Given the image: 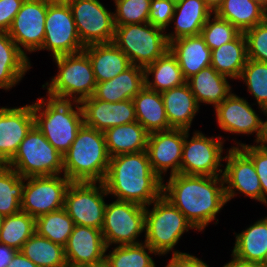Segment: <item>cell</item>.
Wrapping results in <instances>:
<instances>
[{"mask_svg": "<svg viewBox=\"0 0 267 267\" xmlns=\"http://www.w3.org/2000/svg\"><path fill=\"white\" fill-rule=\"evenodd\" d=\"M16 252V249L0 243V267H7L11 263Z\"/></svg>", "mask_w": 267, "mask_h": 267, "instance_id": "48", "label": "cell"}, {"mask_svg": "<svg viewBox=\"0 0 267 267\" xmlns=\"http://www.w3.org/2000/svg\"><path fill=\"white\" fill-rule=\"evenodd\" d=\"M24 0H0V31L8 32Z\"/></svg>", "mask_w": 267, "mask_h": 267, "instance_id": "46", "label": "cell"}, {"mask_svg": "<svg viewBox=\"0 0 267 267\" xmlns=\"http://www.w3.org/2000/svg\"><path fill=\"white\" fill-rule=\"evenodd\" d=\"M84 125L104 132L106 129L136 120L133 100L107 102L94 96L81 102Z\"/></svg>", "mask_w": 267, "mask_h": 267, "instance_id": "21", "label": "cell"}, {"mask_svg": "<svg viewBox=\"0 0 267 267\" xmlns=\"http://www.w3.org/2000/svg\"><path fill=\"white\" fill-rule=\"evenodd\" d=\"M25 178L7 165L0 167V213L5 217L21 211Z\"/></svg>", "mask_w": 267, "mask_h": 267, "instance_id": "36", "label": "cell"}, {"mask_svg": "<svg viewBox=\"0 0 267 267\" xmlns=\"http://www.w3.org/2000/svg\"><path fill=\"white\" fill-rule=\"evenodd\" d=\"M115 25L142 24L149 22L151 0H114Z\"/></svg>", "mask_w": 267, "mask_h": 267, "instance_id": "42", "label": "cell"}, {"mask_svg": "<svg viewBox=\"0 0 267 267\" xmlns=\"http://www.w3.org/2000/svg\"><path fill=\"white\" fill-rule=\"evenodd\" d=\"M247 44L244 33L234 40L211 50V66L231 79H239L247 63Z\"/></svg>", "mask_w": 267, "mask_h": 267, "instance_id": "33", "label": "cell"}, {"mask_svg": "<svg viewBox=\"0 0 267 267\" xmlns=\"http://www.w3.org/2000/svg\"><path fill=\"white\" fill-rule=\"evenodd\" d=\"M215 14L241 33L267 19L265 0H224Z\"/></svg>", "mask_w": 267, "mask_h": 267, "instance_id": "29", "label": "cell"}, {"mask_svg": "<svg viewBox=\"0 0 267 267\" xmlns=\"http://www.w3.org/2000/svg\"><path fill=\"white\" fill-rule=\"evenodd\" d=\"M248 59L267 63V19L244 32Z\"/></svg>", "mask_w": 267, "mask_h": 267, "instance_id": "43", "label": "cell"}, {"mask_svg": "<svg viewBox=\"0 0 267 267\" xmlns=\"http://www.w3.org/2000/svg\"><path fill=\"white\" fill-rule=\"evenodd\" d=\"M50 1H66V0H50Z\"/></svg>", "mask_w": 267, "mask_h": 267, "instance_id": "57", "label": "cell"}, {"mask_svg": "<svg viewBox=\"0 0 267 267\" xmlns=\"http://www.w3.org/2000/svg\"><path fill=\"white\" fill-rule=\"evenodd\" d=\"M20 251L38 267H68L64 247L36 232L23 244Z\"/></svg>", "mask_w": 267, "mask_h": 267, "instance_id": "35", "label": "cell"}, {"mask_svg": "<svg viewBox=\"0 0 267 267\" xmlns=\"http://www.w3.org/2000/svg\"><path fill=\"white\" fill-rule=\"evenodd\" d=\"M210 16L201 30L207 46L213 50L234 40L241 32L229 21L219 18L215 13Z\"/></svg>", "mask_w": 267, "mask_h": 267, "instance_id": "41", "label": "cell"}, {"mask_svg": "<svg viewBox=\"0 0 267 267\" xmlns=\"http://www.w3.org/2000/svg\"><path fill=\"white\" fill-rule=\"evenodd\" d=\"M107 247L100 229L75 225L64 246L68 267H83L105 259Z\"/></svg>", "mask_w": 267, "mask_h": 267, "instance_id": "20", "label": "cell"}, {"mask_svg": "<svg viewBox=\"0 0 267 267\" xmlns=\"http://www.w3.org/2000/svg\"><path fill=\"white\" fill-rule=\"evenodd\" d=\"M74 226V221L63 207L36 218L35 230L39 236L64 247Z\"/></svg>", "mask_w": 267, "mask_h": 267, "instance_id": "37", "label": "cell"}, {"mask_svg": "<svg viewBox=\"0 0 267 267\" xmlns=\"http://www.w3.org/2000/svg\"><path fill=\"white\" fill-rule=\"evenodd\" d=\"M174 10L175 3L172 0H151L149 23L166 30L171 23Z\"/></svg>", "mask_w": 267, "mask_h": 267, "instance_id": "45", "label": "cell"}, {"mask_svg": "<svg viewBox=\"0 0 267 267\" xmlns=\"http://www.w3.org/2000/svg\"><path fill=\"white\" fill-rule=\"evenodd\" d=\"M33 114L34 125L62 156L84 124L81 104L76 101L39 98L33 104Z\"/></svg>", "mask_w": 267, "mask_h": 267, "instance_id": "4", "label": "cell"}, {"mask_svg": "<svg viewBox=\"0 0 267 267\" xmlns=\"http://www.w3.org/2000/svg\"><path fill=\"white\" fill-rule=\"evenodd\" d=\"M175 4L182 1V0H172Z\"/></svg>", "mask_w": 267, "mask_h": 267, "instance_id": "56", "label": "cell"}, {"mask_svg": "<svg viewBox=\"0 0 267 267\" xmlns=\"http://www.w3.org/2000/svg\"><path fill=\"white\" fill-rule=\"evenodd\" d=\"M210 10L215 13L218 8L223 4L224 0H203Z\"/></svg>", "mask_w": 267, "mask_h": 267, "instance_id": "52", "label": "cell"}, {"mask_svg": "<svg viewBox=\"0 0 267 267\" xmlns=\"http://www.w3.org/2000/svg\"><path fill=\"white\" fill-rule=\"evenodd\" d=\"M148 253L158 255L145 242L118 245L112 252L109 251V254L105 255V259L111 267H156Z\"/></svg>", "mask_w": 267, "mask_h": 267, "instance_id": "39", "label": "cell"}, {"mask_svg": "<svg viewBox=\"0 0 267 267\" xmlns=\"http://www.w3.org/2000/svg\"><path fill=\"white\" fill-rule=\"evenodd\" d=\"M71 182L65 193L64 208L75 225L102 228L108 193L103 182ZM98 185V187H97Z\"/></svg>", "mask_w": 267, "mask_h": 267, "instance_id": "10", "label": "cell"}, {"mask_svg": "<svg viewBox=\"0 0 267 267\" xmlns=\"http://www.w3.org/2000/svg\"><path fill=\"white\" fill-rule=\"evenodd\" d=\"M239 79L244 80L260 110L267 107V63L248 59Z\"/></svg>", "mask_w": 267, "mask_h": 267, "instance_id": "40", "label": "cell"}, {"mask_svg": "<svg viewBox=\"0 0 267 267\" xmlns=\"http://www.w3.org/2000/svg\"><path fill=\"white\" fill-rule=\"evenodd\" d=\"M36 219L20 211L5 216L0 230V243L20 251L23 244L36 232Z\"/></svg>", "mask_w": 267, "mask_h": 267, "instance_id": "38", "label": "cell"}, {"mask_svg": "<svg viewBox=\"0 0 267 267\" xmlns=\"http://www.w3.org/2000/svg\"><path fill=\"white\" fill-rule=\"evenodd\" d=\"M189 131L184 129V144L180 174L198 176H222L221 161L223 153L222 137H206L195 131L191 140H187Z\"/></svg>", "mask_w": 267, "mask_h": 267, "instance_id": "12", "label": "cell"}, {"mask_svg": "<svg viewBox=\"0 0 267 267\" xmlns=\"http://www.w3.org/2000/svg\"><path fill=\"white\" fill-rule=\"evenodd\" d=\"M227 76L218 73L212 66L201 69L186 80L197 103L212 104L215 108L232 92Z\"/></svg>", "mask_w": 267, "mask_h": 267, "instance_id": "27", "label": "cell"}, {"mask_svg": "<svg viewBox=\"0 0 267 267\" xmlns=\"http://www.w3.org/2000/svg\"><path fill=\"white\" fill-rule=\"evenodd\" d=\"M7 267H38L31 260L25 257L21 251H17L11 263Z\"/></svg>", "mask_w": 267, "mask_h": 267, "instance_id": "50", "label": "cell"}, {"mask_svg": "<svg viewBox=\"0 0 267 267\" xmlns=\"http://www.w3.org/2000/svg\"><path fill=\"white\" fill-rule=\"evenodd\" d=\"M184 129H170L149 133L146 152L152 170L161 178L170 168V175L180 173Z\"/></svg>", "mask_w": 267, "mask_h": 267, "instance_id": "17", "label": "cell"}, {"mask_svg": "<svg viewBox=\"0 0 267 267\" xmlns=\"http://www.w3.org/2000/svg\"><path fill=\"white\" fill-rule=\"evenodd\" d=\"M101 231L107 248L138 244L137 237L145 231V207L120 200L107 204Z\"/></svg>", "mask_w": 267, "mask_h": 267, "instance_id": "9", "label": "cell"}, {"mask_svg": "<svg viewBox=\"0 0 267 267\" xmlns=\"http://www.w3.org/2000/svg\"><path fill=\"white\" fill-rule=\"evenodd\" d=\"M84 48L68 3L48 0L45 37L39 50L51 51L54 58L60 55L79 53Z\"/></svg>", "mask_w": 267, "mask_h": 267, "instance_id": "11", "label": "cell"}, {"mask_svg": "<svg viewBox=\"0 0 267 267\" xmlns=\"http://www.w3.org/2000/svg\"><path fill=\"white\" fill-rule=\"evenodd\" d=\"M109 161L104 133L83 124L63 155V174L71 182H103Z\"/></svg>", "mask_w": 267, "mask_h": 267, "instance_id": "3", "label": "cell"}, {"mask_svg": "<svg viewBox=\"0 0 267 267\" xmlns=\"http://www.w3.org/2000/svg\"><path fill=\"white\" fill-rule=\"evenodd\" d=\"M6 165L23 178L59 175L63 172V156L34 125Z\"/></svg>", "mask_w": 267, "mask_h": 267, "instance_id": "8", "label": "cell"}, {"mask_svg": "<svg viewBox=\"0 0 267 267\" xmlns=\"http://www.w3.org/2000/svg\"><path fill=\"white\" fill-rule=\"evenodd\" d=\"M47 7L48 0H24L14 17L8 34L25 55L43 45Z\"/></svg>", "mask_w": 267, "mask_h": 267, "instance_id": "15", "label": "cell"}, {"mask_svg": "<svg viewBox=\"0 0 267 267\" xmlns=\"http://www.w3.org/2000/svg\"><path fill=\"white\" fill-rule=\"evenodd\" d=\"M154 79L149 80V75ZM145 87L162 93L186 83L176 56L168 49L160 58L144 68Z\"/></svg>", "mask_w": 267, "mask_h": 267, "instance_id": "32", "label": "cell"}, {"mask_svg": "<svg viewBox=\"0 0 267 267\" xmlns=\"http://www.w3.org/2000/svg\"><path fill=\"white\" fill-rule=\"evenodd\" d=\"M214 109L220 129L236 134L256 133L255 142L258 144L263 132V121L247 100L231 93Z\"/></svg>", "mask_w": 267, "mask_h": 267, "instance_id": "18", "label": "cell"}, {"mask_svg": "<svg viewBox=\"0 0 267 267\" xmlns=\"http://www.w3.org/2000/svg\"><path fill=\"white\" fill-rule=\"evenodd\" d=\"M222 176L170 175L162 196L179 209L195 230L203 231L227 203Z\"/></svg>", "mask_w": 267, "mask_h": 267, "instance_id": "1", "label": "cell"}, {"mask_svg": "<svg viewBox=\"0 0 267 267\" xmlns=\"http://www.w3.org/2000/svg\"><path fill=\"white\" fill-rule=\"evenodd\" d=\"M103 183L116 200L143 207L162 196L163 179L152 170L146 151L111 157Z\"/></svg>", "mask_w": 267, "mask_h": 267, "instance_id": "2", "label": "cell"}, {"mask_svg": "<svg viewBox=\"0 0 267 267\" xmlns=\"http://www.w3.org/2000/svg\"><path fill=\"white\" fill-rule=\"evenodd\" d=\"M136 120L149 132L172 129L161 93L144 87L134 98Z\"/></svg>", "mask_w": 267, "mask_h": 267, "instance_id": "31", "label": "cell"}, {"mask_svg": "<svg viewBox=\"0 0 267 267\" xmlns=\"http://www.w3.org/2000/svg\"><path fill=\"white\" fill-rule=\"evenodd\" d=\"M233 147H239L252 160L262 188V203L267 205V147L243 143Z\"/></svg>", "mask_w": 267, "mask_h": 267, "instance_id": "44", "label": "cell"}, {"mask_svg": "<svg viewBox=\"0 0 267 267\" xmlns=\"http://www.w3.org/2000/svg\"><path fill=\"white\" fill-rule=\"evenodd\" d=\"M212 14L214 13L203 0H182L176 3L171 20L175 24V30L166 34L168 43L181 37L200 35Z\"/></svg>", "mask_w": 267, "mask_h": 267, "instance_id": "24", "label": "cell"}, {"mask_svg": "<svg viewBox=\"0 0 267 267\" xmlns=\"http://www.w3.org/2000/svg\"><path fill=\"white\" fill-rule=\"evenodd\" d=\"M236 235L232 254L246 261L264 263L267 253V217Z\"/></svg>", "mask_w": 267, "mask_h": 267, "instance_id": "34", "label": "cell"}, {"mask_svg": "<svg viewBox=\"0 0 267 267\" xmlns=\"http://www.w3.org/2000/svg\"><path fill=\"white\" fill-rule=\"evenodd\" d=\"M83 267H111L108 262L106 261V259L98 262V263H94V264H91V265H86V266H83Z\"/></svg>", "mask_w": 267, "mask_h": 267, "instance_id": "53", "label": "cell"}, {"mask_svg": "<svg viewBox=\"0 0 267 267\" xmlns=\"http://www.w3.org/2000/svg\"><path fill=\"white\" fill-rule=\"evenodd\" d=\"M263 113L267 116V107L263 109ZM259 143L261 146L267 147V120L263 121V132L258 144Z\"/></svg>", "mask_w": 267, "mask_h": 267, "instance_id": "51", "label": "cell"}, {"mask_svg": "<svg viewBox=\"0 0 267 267\" xmlns=\"http://www.w3.org/2000/svg\"><path fill=\"white\" fill-rule=\"evenodd\" d=\"M103 133L110 158L146 151L149 132L138 121L108 128Z\"/></svg>", "mask_w": 267, "mask_h": 267, "instance_id": "28", "label": "cell"}, {"mask_svg": "<svg viewBox=\"0 0 267 267\" xmlns=\"http://www.w3.org/2000/svg\"><path fill=\"white\" fill-rule=\"evenodd\" d=\"M115 26L113 43L135 66L145 68L169 49L165 30L149 22Z\"/></svg>", "mask_w": 267, "mask_h": 267, "instance_id": "7", "label": "cell"}, {"mask_svg": "<svg viewBox=\"0 0 267 267\" xmlns=\"http://www.w3.org/2000/svg\"><path fill=\"white\" fill-rule=\"evenodd\" d=\"M263 265H264L265 267H267V253H266V258H265V262L263 263Z\"/></svg>", "mask_w": 267, "mask_h": 267, "instance_id": "55", "label": "cell"}, {"mask_svg": "<svg viewBox=\"0 0 267 267\" xmlns=\"http://www.w3.org/2000/svg\"><path fill=\"white\" fill-rule=\"evenodd\" d=\"M83 51L91 61L96 83L113 79L131 65L127 55L113 42L87 45Z\"/></svg>", "mask_w": 267, "mask_h": 267, "instance_id": "26", "label": "cell"}, {"mask_svg": "<svg viewBox=\"0 0 267 267\" xmlns=\"http://www.w3.org/2000/svg\"><path fill=\"white\" fill-rule=\"evenodd\" d=\"M30 66L27 55L18 48L8 32L0 31V88L11 89L21 81Z\"/></svg>", "mask_w": 267, "mask_h": 267, "instance_id": "30", "label": "cell"}, {"mask_svg": "<svg viewBox=\"0 0 267 267\" xmlns=\"http://www.w3.org/2000/svg\"><path fill=\"white\" fill-rule=\"evenodd\" d=\"M233 257L231 261L226 263L223 267H265L263 263L254 262V261H246L238 258L234 254H231Z\"/></svg>", "mask_w": 267, "mask_h": 267, "instance_id": "49", "label": "cell"}, {"mask_svg": "<svg viewBox=\"0 0 267 267\" xmlns=\"http://www.w3.org/2000/svg\"><path fill=\"white\" fill-rule=\"evenodd\" d=\"M165 267H209L204 261L179 251H173L172 258Z\"/></svg>", "mask_w": 267, "mask_h": 267, "instance_id": "47", "label": "cell"}, {"mask_svg": "<svg viewBox=\"0 0 267 267\" xmlns=\"http://www.w3.org/2000/svg\"><path fill=\"white\" fill-rule=\"evenodd\" d=\"M34 126L33 104L0 108V162L6 165Z\"/></svg>", "mask_w": 267, "mask_h": 267, "instance_id": "19", "label": "cell"}, {"mask_svg": "<svg viewBox=\"0 0 267 267\" xmlns=\"http://www.w3.org/2000/svg\"><path fill=\"white\" fill-rule=\"evenodd\" d=\"M3 220H4V216L0 213V230H1L2 225H3Z\"/></svg>", "mask_w": 267, "mask_h": 267, "instance_id": "54", "label": "cell"}, {"mask_svg": "<svg viewBox=\"0 0 267 267\" xmlns=\"http://www.w3.org/2000/svg\"><path fill=\"white\" fill-rule=\"evenodd\" d=\"M58 74L42 87L47 86V96L68 101L81 102L94 95L96 80L88 55L82 51L53 58ZM75 94V95H74Z\"/></svg>", "mask_w": 267, "mask_h": 267, "instance_id": "5", "label": "cell"}, {"mask_svg": "<svg viewBox=\"0 0 267 267\" xmlns=\"http://www.w3.org/2000/svg\"><path fill=\"white\" fill-rule=\"evenodd\" d=\"M145 207V243L158 255L172 251L184 232L194 229L185 215L161 196Z\"/></svg>", "mask_w": 267, "mask_h": 267, "instance_id": "6", "label": "cell"}, {"mask_svg": "<svg viewBox=\"0 0 267 267\" xmlns=\"http://www.w3.org/2000/svg\"><path fill=\"white\" fill-rule=\"evenodd\" d=\"M224 161L227 163L222 177L227 202L236 196V190L262 202V188L252 160L239 147H231Z\"/></svg>", "mask_w": 267, "mask_h": 267, "instance_id": "16", "label": "cell"}, {"mask_svg": "<svg viewBox=\"0 0 267 267\" xmlns=\"http://www.w3.org/2000/svg\"><path fill=\"white\" fill-rule=\"evenodd\" d=\"M144 87V68L131 64L113 79L97 83L93 96L111 103L133 100Z\"/></svg>", "mask_w": 267, "mask_h": 267, "instance_id": "22", "label": "cell"}, {"mask_svg": "<svg viewBox=\"0 0 267 267\" xmlns=\"http://www.w3.org/2000/svg\"><path fill=\"white\" fill-rule=\"evenodd\" d=\"M169 49L176 56L186 80L211 66V49L201 35L175 39L169 43Z\"/></svg>", "mask_w": 267, "mask_h": 267, "instance_id": "23", "label": "cell"}, {"mask_svg": "<svg viewBox=\"0 0 267 267\" xmlns=\"http://www.w3.org/2000/svg\"><path fill=\"white\" fill-rule=\"evenodd\" d=\"M84 46L112 43L115 34L114 12L99 0H66Z\"/></svg>", "mask_w": 267, "mask_h": 267, "instance_id": "13", "label": "cell"}, {"mask_svg": "<svg viewBox=\"0 0 267 267\" xmlns=\"http://www.w3.org/2000/svg\"><path fill=\"white\" fill-rule=\"evenodd\" d=\"M21 211L35 219L64 207L65 193L71 181L63 174L25 178Z\"/></svg>", "mask_w": 267, "mask_h": 267, "instance_id": "14", "label": "cell"}, {"mask_svg": "<svg viewBox=\"0 0 267 267\" xmlns=\"http://www.w3.org/2000/svg\"><path fill=\"white\" fill-rule=\"evenodd\" d=\"M165 106L169 126L174 129L188 130L193 118L199 111L200 104L197 103L187 83L169 89L161 93Z\"/></svg>", "mask_w": 267, "mask_h": 267, "instance_id": "25", "label": "cell"}]
</instances>
